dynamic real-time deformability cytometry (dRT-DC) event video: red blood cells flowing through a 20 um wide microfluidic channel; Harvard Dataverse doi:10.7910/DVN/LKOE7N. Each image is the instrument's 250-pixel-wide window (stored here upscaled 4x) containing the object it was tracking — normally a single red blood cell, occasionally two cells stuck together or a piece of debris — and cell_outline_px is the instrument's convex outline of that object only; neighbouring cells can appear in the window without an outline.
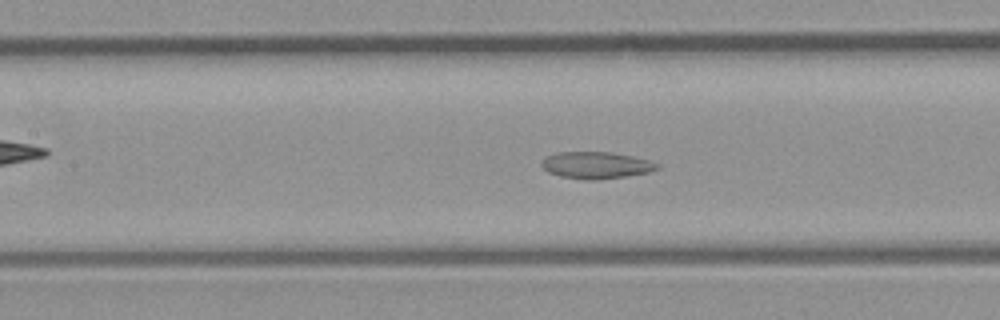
{"species": "common noctule bat (a hibernating species)", "species_latin": "Nyctalus noctula", "temperature_condition": "room temperature", "stored_images_in_passage": 46, "camera_frame_rate_fps": 3000, "um_per_image_px": 0.085, "animal": {"sex": "male", "body_mass_g": 23.1, "forearm_length_mm": 52.7}, "frame": {"image": 1, "passage_image": 19, "time_ms": 6.0, "image_size_px": [1000, 320], "cell_outline_px": [[660, 168], [648, 172], [624, 176], [596, 180], [588, 180], [560, 176], [548, 172], [540, 164], [540, 160], [556, 152], [612, 152], [632, 156], [648, 160], [660, 164]], "centroid_in_image_um": [50.65, 14.03], "position_along_channel_um": 156.7, "area_um2": 18.03}}
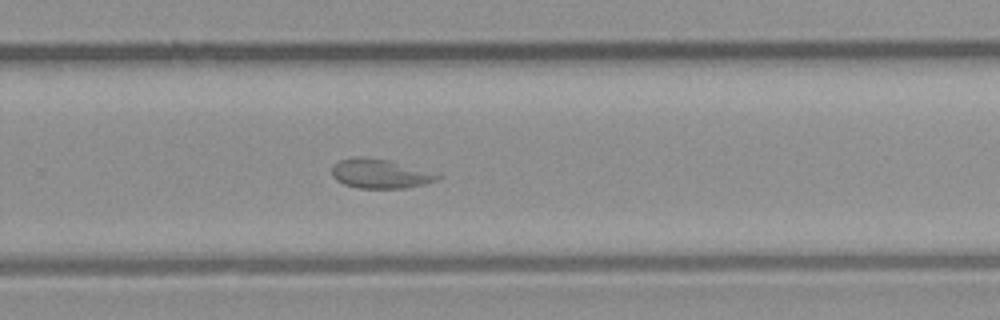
{"frame": {"image": 2, "passage_image": 29, "time_ms": 9.333, "image_size_px": [1000, 320], "cell_outline_px": [[444, 176], [436, 180], [424, 184], [404, 188], [360, 188], [344, 184], [336, 180], [332, 176], [332, 164], [340, 160], [352, 156], [364, 156], [388, 160]], "centroid_in_image_um": [32.23, 14.75], "position_along_channel_um": 297.6, "area_um2": 17.92}}
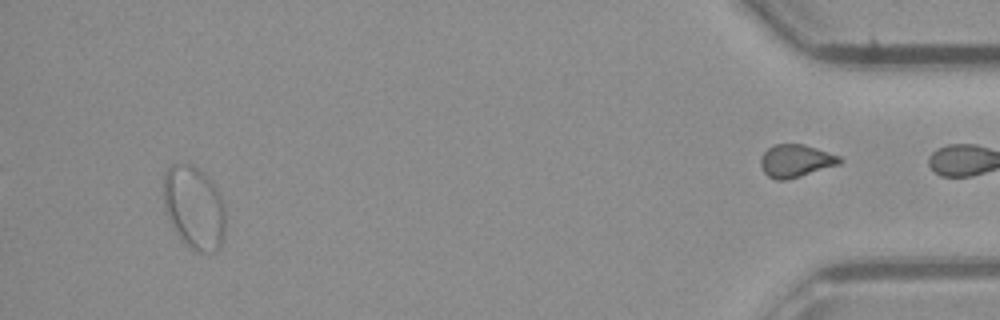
{"frame": {"image": 3, "passage_image": 43, "time_ms": 14.0, "image_size_px": [1000, 320], "cell_outline_px": [[224, 232], [220, 248], [216, 252], [196, 252], [188, 248], [180, 236], [164, 204], [164, 172], [172, 164], [192, 164], [212, 184], [220, 196], [224, 208]], "centroid_in_image_um": [16.51, 17.67], "position_along_channel_um": 418.7, "area_um2": 29.07}, "authors_computed_cell_mechanics": {"area_um2": 20.1722, "velocity_mm_per_s": 4.2413, "shape_relaxation_time_tau1_ms": null, "shape_relaxation_time_tau2_ms": 1.6796, "deformation_change_tau1": null, "deformation_change_tau2": 0.0683}}